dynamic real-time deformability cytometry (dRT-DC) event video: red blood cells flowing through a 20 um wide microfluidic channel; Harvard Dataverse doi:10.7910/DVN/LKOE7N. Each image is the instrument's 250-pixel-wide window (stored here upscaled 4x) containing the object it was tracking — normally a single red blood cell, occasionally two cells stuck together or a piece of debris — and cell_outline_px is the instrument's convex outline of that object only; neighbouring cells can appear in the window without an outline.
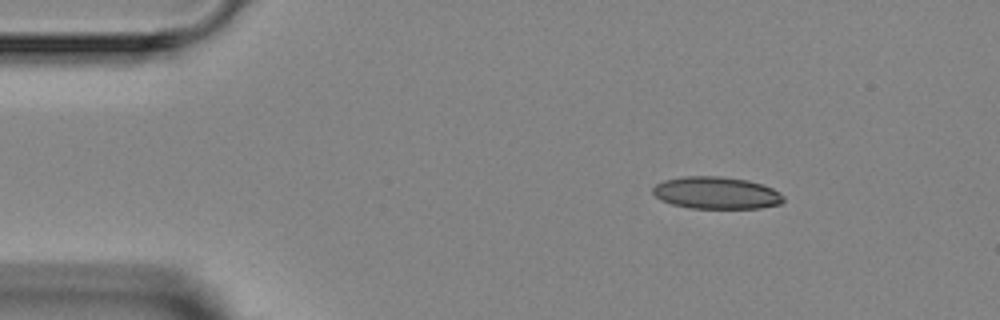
{"species": "Egyptian fruit bat (a non-hibernating species)", "species_latin": "Rousettus aegyptiacus", "temperature_condition": "room temperature", "stored_images_in_passage": 4, "camera_frame_rate_fps": 3000, "um_per_image_px": 0.085, "animal": {"sex": "female"}, "frame": {"image": 1, "passage_image": 1, "time_ms": 0.0, "image_size_px": [1000, 320], "cell_outline_px": [[784, 200], [780, 204], [760, 208], [688, 208], [672, 204], [660, 200], [652, 192], [652, 188], [656, 184], [664, 180], [684, 176], [720, 176], [748, 180], [772, 188], [780, 192], [784, 196]], "centroid_in_image_um": [60.88, 16.39], "position_along_channel_um": 24.1, "area_um2": 24.57}}